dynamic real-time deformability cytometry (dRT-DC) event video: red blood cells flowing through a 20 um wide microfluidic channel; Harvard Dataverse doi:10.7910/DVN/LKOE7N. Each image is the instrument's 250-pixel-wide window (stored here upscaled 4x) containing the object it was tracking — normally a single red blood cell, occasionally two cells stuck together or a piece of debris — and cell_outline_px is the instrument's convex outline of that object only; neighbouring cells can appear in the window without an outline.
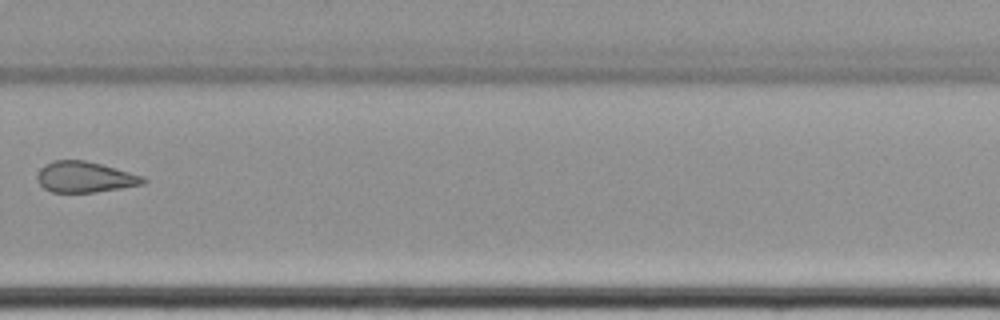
{"species": "common noctule bat (a hibernating species)", "species_latin": "Nyctalus noctula", "temperature_condition": "cold", "stored_images_in_passage": 13, "camera_frame_rate_fps": 3000, "um_per_image_px": 0.085, "animal": {"sex": "female", "body_mass_g": 22.7, "forearm_length_mm": 54.2}, "frame": {"image": 1, "passage_image": 13, "time_ms": 16.333, "image_size_px": [1000, 320], "cell_outline_px": [[148, 180], [144, 184], [96, 192], [52, 192], [44, 188], [36, 180], [36, 176], [40, 168], [44, 164], [56, 160], [84, 160], [100, 164], [144, 176]], "centroid_in_image_um": [7.2, 15.05], "position_along_channel_um": 322.6, "area_um2": 19.02}}